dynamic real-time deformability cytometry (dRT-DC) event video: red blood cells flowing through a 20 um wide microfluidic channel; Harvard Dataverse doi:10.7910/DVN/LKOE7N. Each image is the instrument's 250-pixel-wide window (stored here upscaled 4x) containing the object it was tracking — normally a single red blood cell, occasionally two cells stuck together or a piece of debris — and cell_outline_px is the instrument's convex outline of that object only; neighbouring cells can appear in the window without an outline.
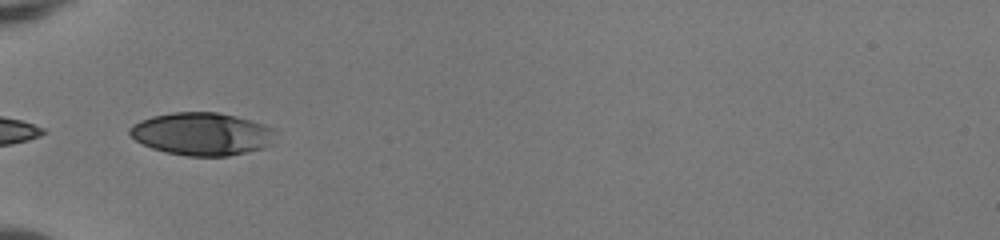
{"species": "human", "species_latin": "Homo sapiens", "temperature_condition": "room temperature", "stored_images_in_passage": 7, "camera_frame_rate_fps": 3000, "um_per_image_px": 0.085, "donor": {"sex": "female"}, "frame": {"image": 1, "passage_image": 1, "time_ms": 0.0, "image_size_px": [1000, 240], "cell_outline_px": [[276, 128], [272, 144], [264, 148], [228, 156], [188, 156], [164, 152], [152, 148], [136, 140], [128, 132], [128, 128], [132, 124], [140, 120], [152, 116], [172, 112], [216, 112], [236, 116], [264, 124]], "centroid_in_image_um": [17.17, 11.38], "position_along_channel_um": 67.8, "area_um2": 36.53}}
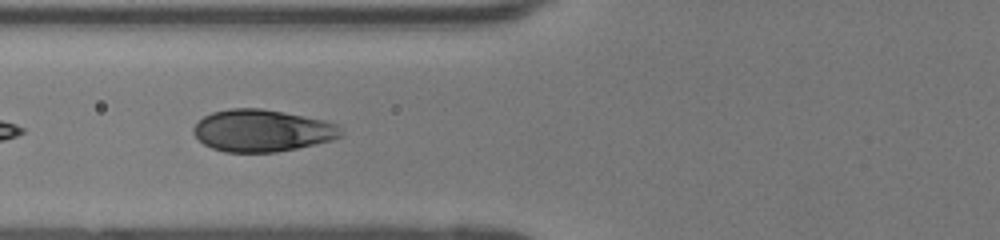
{"frame": {"image": 2, "passage_image": 4, "time_ms": 1.0, "image_size_px": [1000, 240], "cell_outline_px": [[344, 132], [340, 136], [332, 140], [296, 148], [276, 152], [224, 152], [212, 148], [204, 144], [192, 132], [192, 128], [204, 116], [212, 112], [228, 108], [260, 108], [284, 112], [324, 120], [336, 124]], "centroid_in_image_um": [22.26, 11.1], "position_along_channel_um": 103.5, "area_um2": 36.07}}